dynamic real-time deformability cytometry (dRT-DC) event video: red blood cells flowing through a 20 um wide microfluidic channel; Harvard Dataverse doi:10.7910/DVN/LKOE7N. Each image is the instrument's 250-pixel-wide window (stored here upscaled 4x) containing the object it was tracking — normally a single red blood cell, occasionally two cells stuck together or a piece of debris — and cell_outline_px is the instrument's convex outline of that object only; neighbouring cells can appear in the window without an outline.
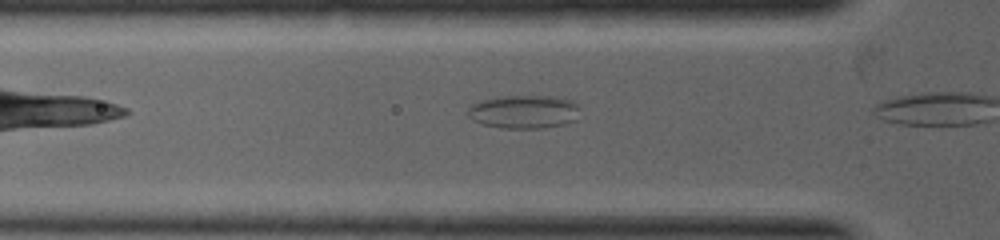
{"species": "common noctule bat (a hibernating species)", "species_latin": "Nyctalus noctula", "temperature_condition": "warm", "stored_images_in_passage": 8, "camera_frame_rate_fps": 5000, "um_per_image_px": 0.085, "animal": {"sex": "female", "body_mass_g": 19.0, "forearm_length_mm": 53.3}, "frame": {"image": 1, "passage_image": 6, "time_ms": 0.8, "image_size_px": [1000, 240], "cell_outline_px": [[576, 120], [568, 124], [544, 128], [500, 128], [484, 124], [472, 120], [468, 116], [468, 108], [472, 104], [480, 100], [496, 96], [556, 96], [572, 100], [576, 104]], "centroid_in_image_um": [44.51, 9.5], "position_along_channel_um": 81.3, "area_um2": 21.96}}